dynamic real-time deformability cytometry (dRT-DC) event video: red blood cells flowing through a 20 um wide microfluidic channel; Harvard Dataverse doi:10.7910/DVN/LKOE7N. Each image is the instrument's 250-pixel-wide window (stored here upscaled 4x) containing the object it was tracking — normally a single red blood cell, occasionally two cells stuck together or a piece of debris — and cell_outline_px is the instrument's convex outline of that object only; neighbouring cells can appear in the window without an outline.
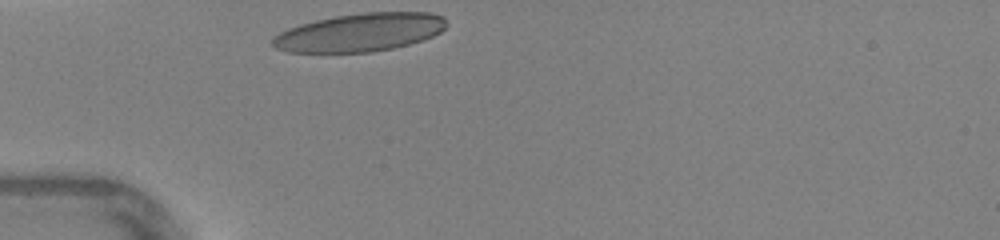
{"species": "human", "species_latin": "Homo sapiens", "temperature_condition": "warm", "stored_images_in_passage": 24, "camera_frame_rate_fps": 3000, "um_per_image_px": 0.085, "donor": {"sex": "female"}, "frame": {"image": 1, "passage_image": 1, "time_ms": 0.0, "image_size_px": [1000, 240], "cell_outline_px": [[448, 24], [440, 32], [424, 40], [392, 48], [368, 52], [288, 52], [276, 48], [272, 44], [272, 40], [280, 32], [288, 28], [300, 24], [316, 20], [336, 16], [364, 12], [428, 12], [444, 16], [448, 20]], "centroid_in_image_um": [30.64, 2.74], "position_along_channel_um": 54.4, "area_um2": 38.61}}
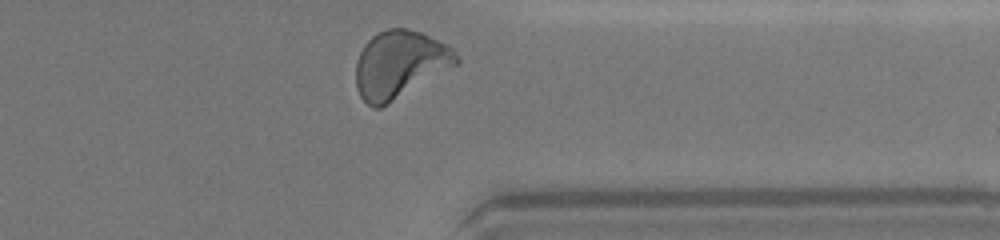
{"frame": {"image": 2, "passage_image": 24, "time_ms": 7.667, "image_size_px": [1000, 240], "cell_outline_px": [[460, 64], [380, 108], [372, 108], [360, 96], [356, 88], [356, 60], [364, 44], [376, 32], [388, 28], [404, 28], [420, 32], [448, 44], [452, 48], [460, 60]], "centroid_in_image_um": [33.99, 5.47], "position_along_channel_um": 377.4, "area_um2": 39.71}, "authors_computed_cell_mechanics": {"area_um2": 36.7897, "velocity_mm_per_s": 4.3746, "shape_relaxation_time_tau1_ms": 4.1046, "shape_relaxation_time_tau2_ms": null, "deformation_change_tau1": 0.1777, "deformation_change_tau2": null}}